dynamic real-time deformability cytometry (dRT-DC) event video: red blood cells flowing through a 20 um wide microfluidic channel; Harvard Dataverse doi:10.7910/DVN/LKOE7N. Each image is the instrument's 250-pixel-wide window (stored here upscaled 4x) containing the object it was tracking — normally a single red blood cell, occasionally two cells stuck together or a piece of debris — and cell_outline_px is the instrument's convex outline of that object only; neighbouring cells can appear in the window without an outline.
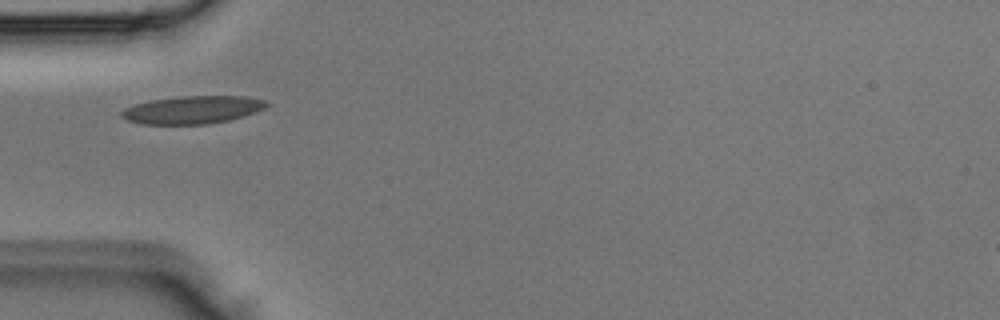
{"species": "Egyptian fruit bat (a non-hibernating species)", "species_latin": "Rousettus aegyptiacus", "temperature_condition": "room temperature", "stored_images_in_passage": 1, "camera_frame_rate_fps": 3000, "um_per_image_px": 0.085, "animal": {"sex": "male"}, "frame": {"image": 1, "passage_image": 1, "time_ms": 0.0, "image_size_px": [1000, 320], "cell_outline_px": [[268, 104], [264, 108], [244, 116], [228, 120], [208, 124], [140, 124], [128, 120], [120, 116], [120, 112], [124, 108], [136, 104], [152, 100], [180, 96], [244, 96], [264, 100]], "centroid_in_image_um": [16.33, 9.33], "position_along_channel_um": 68.7, "area_um2": 23.35}}